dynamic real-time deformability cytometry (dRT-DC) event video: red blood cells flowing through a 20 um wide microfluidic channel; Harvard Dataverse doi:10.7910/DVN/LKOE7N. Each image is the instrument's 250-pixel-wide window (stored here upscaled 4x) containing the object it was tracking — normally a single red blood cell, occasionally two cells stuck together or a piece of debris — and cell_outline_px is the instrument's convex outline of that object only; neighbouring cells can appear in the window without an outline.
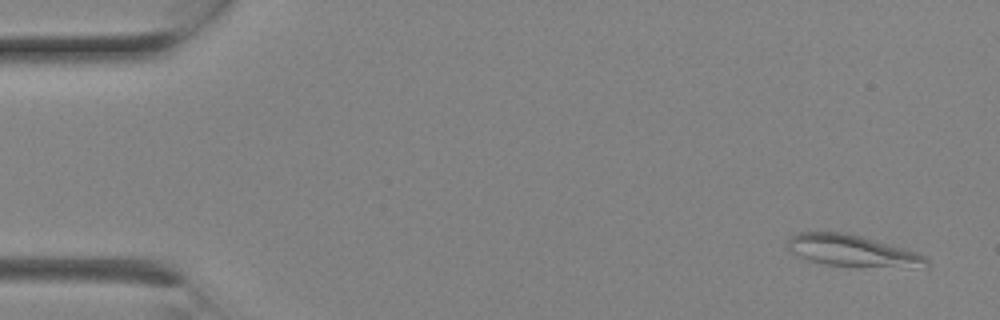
{"species": "Egyptian fruit bat (a non-hibernating species)", "species_latin": "Rousettus aegyptiacus", "temperature_condition": "room temperature", "stored_images_in_passage": 2, "camera_frame_rate_fps": 3000, "um_per_image_px": 0.085, "animal": {"sex": "female"}, "frame": {"image": 1, "passage_image": 1, "time_ms": 0.0, "image_size_px": [1000, 320], "cell_outline_px": [[928, 268], [860, 268], [824, 264], [808, 260], [792, 252], [788, 248], [788, 240], [792, 236], [800, 232], [848, 232], [904, 248], [916, 252], [924, 256], [928, 260]], "centroid_in_image_um": [72.53, 21.35], "position_along_channel_um": 12.5, "area_um2": 26.18}}